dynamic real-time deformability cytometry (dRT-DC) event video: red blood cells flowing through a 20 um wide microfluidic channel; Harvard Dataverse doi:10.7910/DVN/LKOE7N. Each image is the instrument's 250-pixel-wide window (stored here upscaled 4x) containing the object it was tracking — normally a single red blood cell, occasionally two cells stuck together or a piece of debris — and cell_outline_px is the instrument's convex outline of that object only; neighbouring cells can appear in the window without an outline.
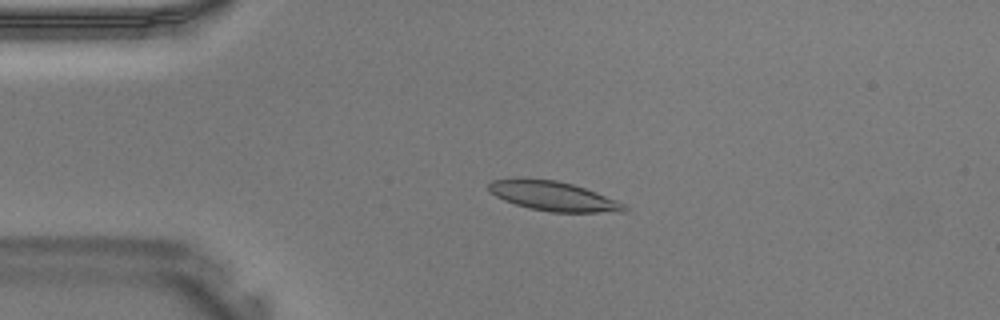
{"species": "Egyptian fruit bat (a non-hibernating species)", "species_latin": "Rousettus aegyptiacus", "temperature_condition": "warm", "stored_images_in_passage": 40, "camera_frame_rate_fps": 3000, "um_per_image_px": 0.085, "animal": {"sex": "male"}, "frame": {"image": 1, "passage_image": 9, "time_ms": 2.667, "image_size_px": [1000, 320], "cell_outline_px": [[628, 208], [624, 212], [552, 212], [528, 208], [504, 200], [496, 196], [488, 188], [488, 184], [492, 180], [556, 180], [572, 184], [596, 192], [616, 200], [624, 204]], "centroid_in_image_um": [47.09, 16.7], "position_along_channel_um": 37.9, "area_um2": 22.6}}
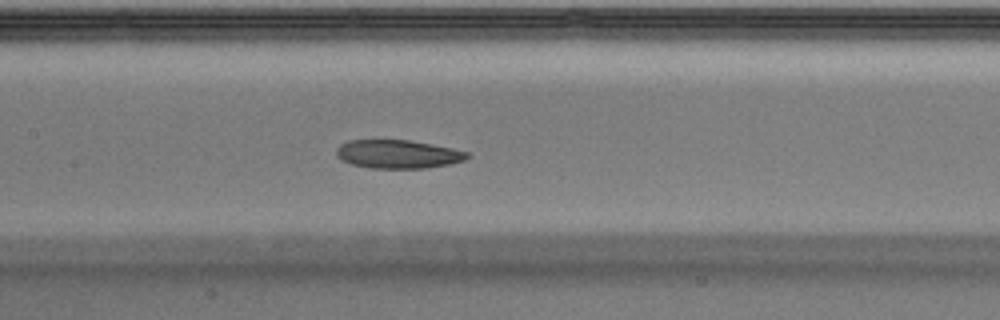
{"frame": {"image": 2, "passage_image": 19, "time_ms": 6.0, "image_size_px": [1000, 320], "cell_outline_px": [[472, 156], [464, 160], [448, 164], [428, 168], [372, 168], [352, 164], [340, 160], [336, 156], [336, 148], [340, 144], [348, 140], [408, 140], [452, 148], [468, 152]], "centroid_in_image_um": [33.8, 13.1], "position_along_channel_um": 173.6, "area_um2": 21.73}}
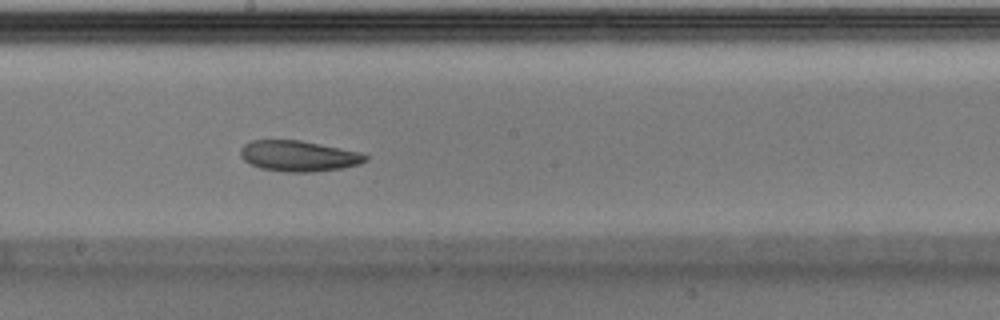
{"frame": {"image": 3, "passage_image": 22, "time_ms": 7.0, "image_size_px": [1000, 320], "cell_outline_px": [[368, 160], [360, 164], [340, 168], [312, 172], [284, 172], [260, 168], [244, 160], [240, 156], [240, 148], [244, 144], [252, 140], [300, 140], [360, 152], [368, 156]], "centroid_in_image_um": [25.37, 13.26], "position_along_channel_um": 222.8, "area_um2": 22.37}}